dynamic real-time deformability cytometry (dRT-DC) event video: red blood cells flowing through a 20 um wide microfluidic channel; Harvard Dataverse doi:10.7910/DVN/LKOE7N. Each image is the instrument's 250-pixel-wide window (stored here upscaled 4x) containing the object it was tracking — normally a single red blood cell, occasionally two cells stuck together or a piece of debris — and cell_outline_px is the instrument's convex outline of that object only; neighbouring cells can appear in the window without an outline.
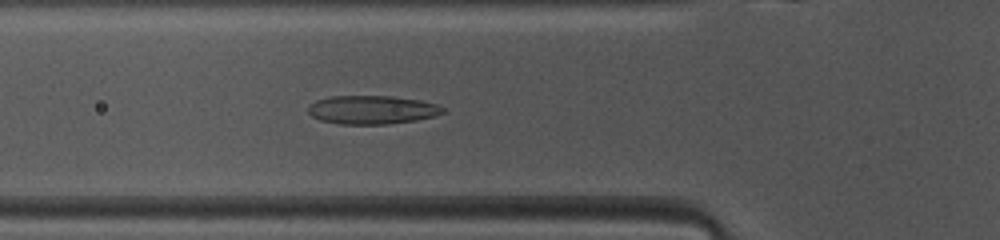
{"species": "common noctule bat (a hibernating species)", "species_latin": "Nyctalus noctula", "temperature_condition": "warm", "stored_images_in_passage": 42, "camera_frame_rate_fps": 3000, "um_per_image_px": 0.085, "animal": {"sex": "female", "body_mass_g": 10.0, "forearm_length_mm": 53.1}, "frame": {"image": 1, "passage_image": 10, "time_ms": 3.0, "image_size_px": [1000, 240], "cell_outline_px": [[444, 112], [436, 116], [416, 120], [388, 124], [340, 124], [320, 120], [312, 116], [308, 112], [308, 108], [316, 100], [332, 96], [392, 96], [420, 100], [436, 104], [444, 108]], "centroid_in_image_um": [31.64, 9.33], "position_along_channel_um": 94.2, "area_um2": 22.37}}
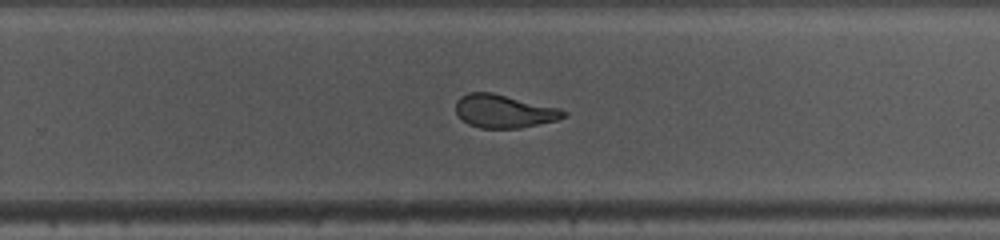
{"frame": {"image": 2, "passage_image": 24, "time_ms": 7.667, "image_size_px": [1000, 240], "cell_outline_px": [[568, 116], [556, 120], [520, 128], [480, 128], [468, 124], [456, 112], [456, 100], [460, 96], [468, 92], [492, 92], [560, 108], [568, 112]], "centroid_in_image_um": [42.85, 9.44], "position_along_channel_um": 286.9, "area_um2": 20.92}}
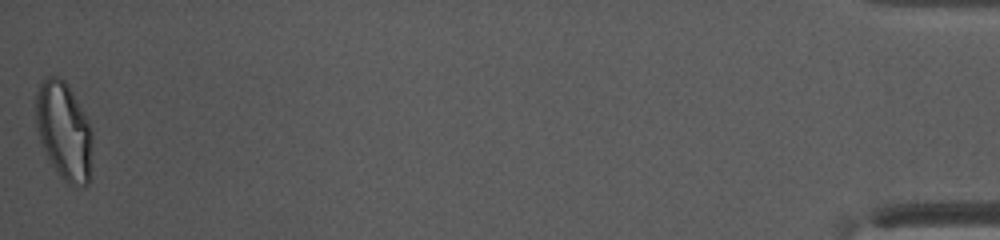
{"frame": {"image": 3, "passage_image": 42, "time_ms": 13.667, "image_size_px": [1000, 240], "cell_outline_px": [[92, 140], [88, 184], [84, 188], [72, 188], [60, 176], [48, 160], [40, 140], [36, 128], [36, 96], [40, 84], [48, 76], [60, 76], [68, 84], [88, 120], [92, 132]], "centroid_in_image_um": [5.44, 11.16], "position_along_channel_um": 429.8, "area_um2": 32.43}, "authors_computed_cell_mechanics": {"area_um2": 22.8599, "velocity_mm_per_s": 4.1284, "shape_relaxation_time_tau1_ms": null, "shape_relaxation_time_tau2_ms": 1.4085, "deformation_change_tau1": null, "deformation_change_tau2": 0.086}}